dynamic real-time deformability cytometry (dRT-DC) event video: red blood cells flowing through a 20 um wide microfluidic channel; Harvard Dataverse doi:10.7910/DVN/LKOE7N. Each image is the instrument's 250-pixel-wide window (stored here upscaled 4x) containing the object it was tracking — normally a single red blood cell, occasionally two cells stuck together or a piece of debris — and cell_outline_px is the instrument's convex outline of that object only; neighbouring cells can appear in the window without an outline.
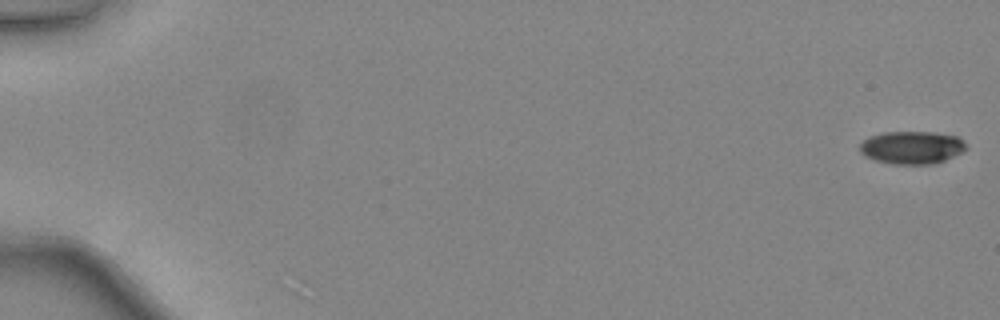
{"species": "common noctule bat (a hibernating species)", "species_latin": "Nyctalus noctula", "temperature_condition": "warm", "stored_images_in_passage": 48, "camera_frame_rate_fps": 3000, "um_per_image_px": 0.085, "animal": {"sex": "female", "body_mass_g": 24.6, "forearm_length_mm": 56.2}, "frame": {"image": 1, "passage_image": 1, "time_ms": 0.0, "image_size_px": [1000, 320], "cell_outline_px": [[968, 148], [944, 160], [932, 164], [892, 164], [876, 160], [864, 156], [860, 152], [860, 144], [868, 136], [884, 132], [936, 132], [956, 136], [964, 140]], "centroid_in_image_um": [77.49, 12.53], "position_along_channel_um": 7.5, "area_um2": 20.35}}
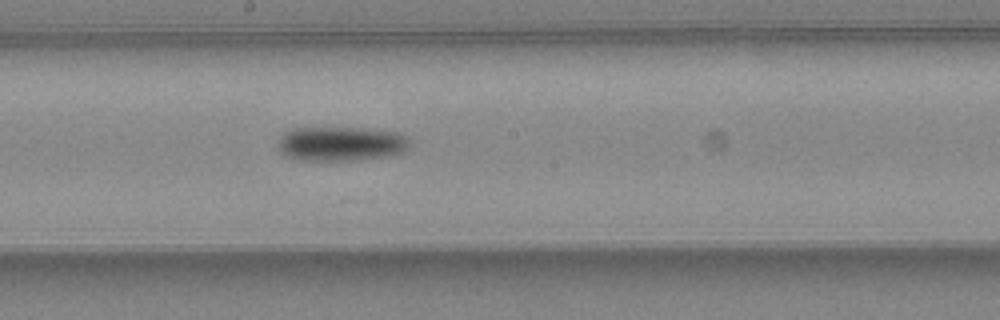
{"frame": {"image": 2, "passage_image": 28, "time_ms": 9.0, "image_size_px": [1000, 320], "cell_outline_px": [[408, 148], [404, 152], [388, 156], [360, 160], [296, 160], [284, 156], [280, 152], [280, 136], [284, 132], [292, 128], [360, 128], [396, 132], [404, 136], [408, 140]], "centroid_in_image_um": [28.95, 12.23], "position_along_channel_um": 219.2, "area_um2": 26.41}}
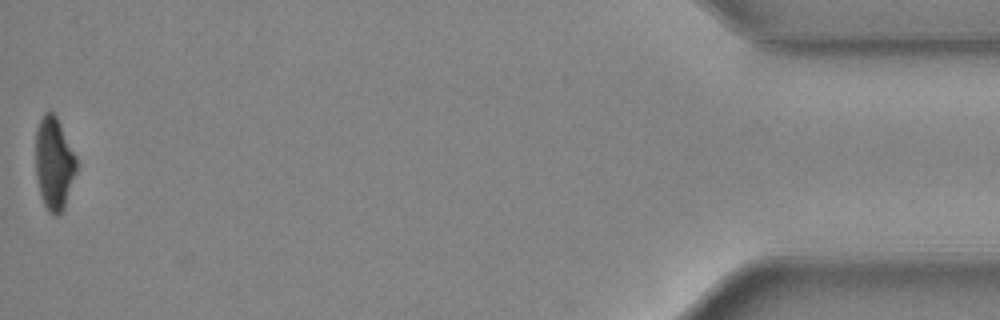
{"frame": {"image": 3, "passage_image": 48, "time_ms": 15.667, "image_size_px": [1000, 320], "cell_outline_px": [[76, 172], [64, 208], [56, 216], [52, 216], [48, 212], [44, 204], [36, 180], [36, 128], [40, 116], [48, 108], [56, 116], [76, 156]], "centroid_in_image_um": [4.57, 13.86], "position_along_channel_um": 430.6, "area_um2": 22.14}, "authors_computed_cell_mechanics": {"area_um2": 24.276, "velocity_mm_per_s": 4.4648, "shape_relaxation_time_tau1_ms": 3.1069, "shape_relaxation_time_tau2_ms": null, "deformation_change_tau1": 0.1321, "deformation_change_tau2": null}}